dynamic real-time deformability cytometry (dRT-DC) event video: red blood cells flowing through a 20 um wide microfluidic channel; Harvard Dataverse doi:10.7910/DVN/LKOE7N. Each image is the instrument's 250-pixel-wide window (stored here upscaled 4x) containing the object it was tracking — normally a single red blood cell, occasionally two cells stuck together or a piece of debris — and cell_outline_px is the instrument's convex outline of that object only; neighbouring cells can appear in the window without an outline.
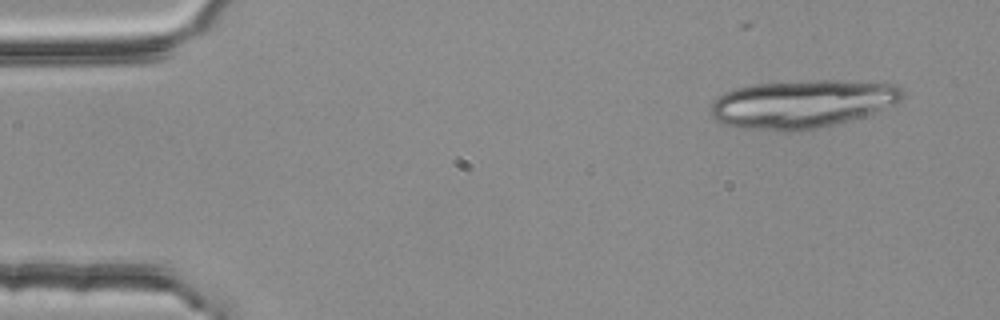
{"species": "common noctule bat (a hibernating species)", "species_latin": "Nyctalus noctula", "temperature_condition": "room temperature", "stored_images_in_passage": 3, "camera_frame_rate_fps": 3000, "um_per_image_px": 0.085, "animal": {"sex": "female", "body_mass_g": 25.1}, "frame": {"image": 1, "passage_image": 1, "time_ms": 0.0, "image_size_px": [1000, 320], "cell_outline_px": [[904, 96], [900, 100], [892, 104], [872, 112], [860, 116], [832, 124], [800, 132], [780, 132], [744, 128], [720, 124], [712, 116], [712, 104], [724, 92], [736, 88], [752, 84], [820, 80], [872, 80], [896, 84], [904, 88]], "centroid_in_image_um": [68.2, 8.82], "position_along_channel_um": 16.8, "area_um2": 53.99}}